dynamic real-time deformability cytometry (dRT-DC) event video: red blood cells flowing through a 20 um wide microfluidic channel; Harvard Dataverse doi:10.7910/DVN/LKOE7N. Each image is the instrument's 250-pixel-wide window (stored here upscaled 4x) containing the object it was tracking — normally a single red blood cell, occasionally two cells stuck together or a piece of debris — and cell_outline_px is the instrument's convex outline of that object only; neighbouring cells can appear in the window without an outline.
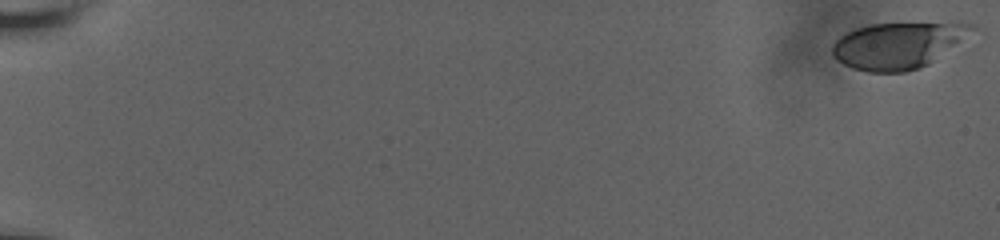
{"species": "human", "species_latin": "Homo sapiens", "temperature_condition": "room temperature", "stored_images_in_passage": 58, "camera_frame_rate_fps": 3000, "um_per_image_px": 0.085, "donor": {"sex": "male"}, "frame": {"image": 1, "passage_image": 1, "time_ms": 0.0, "image_size_px": [1000, 240], "cell_outline_px": [[976, 28], [928, 64], [920, 68], [904, 72], [868, 72], [852, 68], [844, 64], [832, 52], [832, 44], [840, 36], [856, 28], [872, 24], [976, 24]], "centroid_in_image_um": [76.25, 3.88], "position_along_channel_um": 8.8, "area_um2": 36.47}}
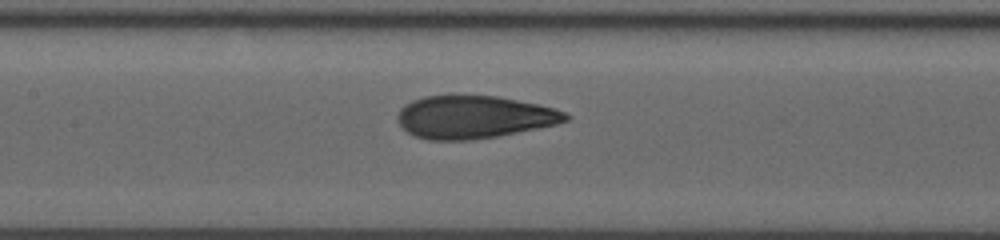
{"frame": {"image": 2, "passage_image": 31, "time_ms": 10.0, "image_size_px": [1000, 240], "cell_outline_px": [[572, 116], [568, 120], [556, 124], [496, 136], [468, 140], [428, 140], [416, 136], [408, 132], [396, 120], [396, 116], [400, 108], [404, 104], [412, 100], [424, 96], [452, 92], [496, 96], [536, 104], [552, 108], [564, 112]], "centroid_in_image_um": [40.2, 9.9], "position_along_channel_um": 167.2, "area_um2": 42.48}}
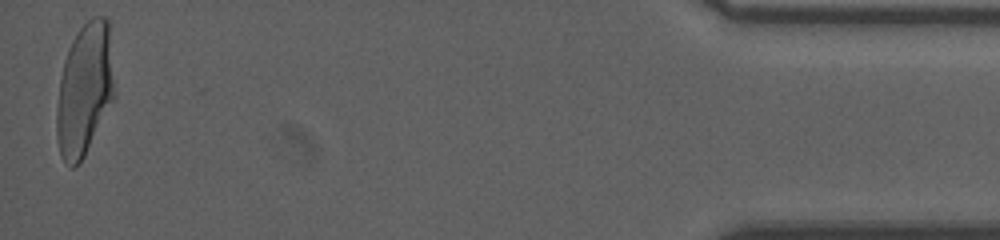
{"frame": {"image": 3, "passage_image": 58, "time_ms": 19.0, "image_size_px": [1000, 240], "cell_outline_px": [[116, 92], [80, 164], [76, 168], [68, 168], [60, 156], [56, 136], [56, 108], [60, 80], [64, 60], [68, 48], [76, 32], [92, 16], [104, 16], [108, 20]], "centroid_in_image_um": [7.18, 7.63], "position_along_channel_um": 428.0, "area_um2": 44.85}, "authors_computed_cell_mechanics": {"area_um2": 41.7027, "velocity_mm_per_s": 3.7757, "shape_relaxation_time_tau1_ms": 6.3968, "shape_relaxation_time_tau2_ms": 0.8085, "deformation_change_tau1": 0.2223, "deformation_change_tau2": 0.0694}}